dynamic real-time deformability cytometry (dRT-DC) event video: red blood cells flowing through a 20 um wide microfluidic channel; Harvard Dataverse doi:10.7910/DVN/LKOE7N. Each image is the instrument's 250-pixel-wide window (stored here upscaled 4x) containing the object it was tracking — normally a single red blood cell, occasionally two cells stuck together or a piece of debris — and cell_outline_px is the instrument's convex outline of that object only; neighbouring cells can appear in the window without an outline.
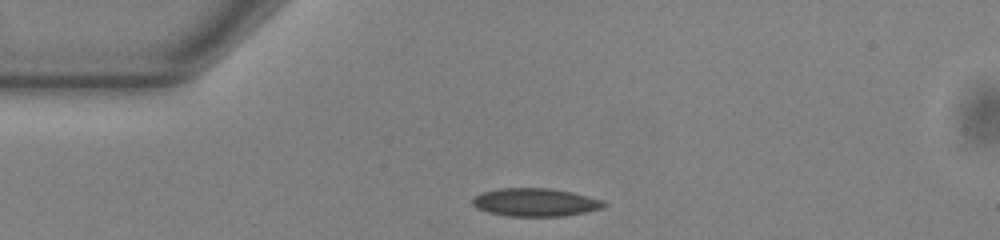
{"species": "common noctule bat (a hibernating species)", "species_latin": "Nyctalus noctula", "temperature_condition": "warm", "stored_images_in_passage": 41, "camera_frame_rate_fps": 3000, "um_per_image_px": 0.085, "animal": {"sex": "male", "body_mass_g": 13.0, "forearm_length_mm": 53.1}, "frame": {"image": 1, "passage_image": 1, "time_ms": 0.0, "image_size_px": [1000, 240], "cell_outline_px": [[608, 204], [600, 208], [584, 212], [564, 216], [508, 216], [488, 212], [476, 208], [472, 204], [472, 196], [480, 192], [496, 188], [548, 188], [572, 192], [604, 200]], "centroid_in_image_um": [45.45, 17.18], "position_along_channel_um": 39.6, "area_um2": 21.68}}
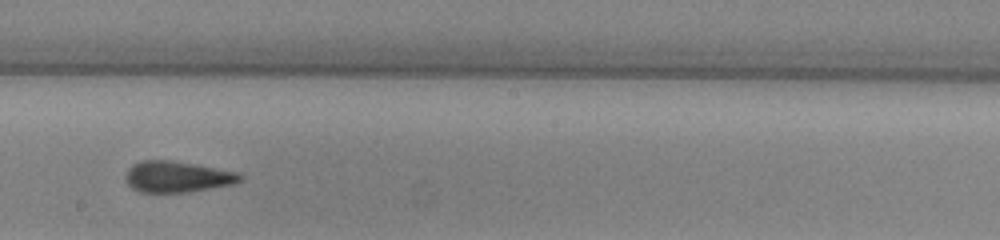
{"frame": {"image": 2, "passage_image": 18, "time_ms": 5.667, "image_size_px": [1000, 240], "cell_outline_px": [[244, 176], [240, 180], [232, 184], [188, 192], [140, 192], [132, 188], [128, 184], [124, 176], [128, 168], [132, 164], [144, 160], [168, 160], [240, 172]], "centroid_in_image_um": [15.04, 15.02], "position_along_channel_um": 233.2, "area_um2": 20.63}}
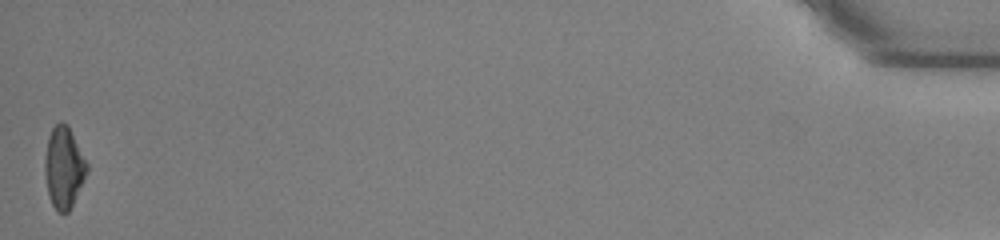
{"frame": {"image": 3, "passage_image": 41, "time_ms": 13.333, "image_size_px": [1000, 240], "cell_outline_px": [[88, 172], [68, 212], [56, 212], [48, 196], [44, 176], [44, 156], [48, 136], [52, 128], [60, 120], [68, 124], [88, 164]], "centroid_in_image_um": [5.4, 14.21], "position_along_channel_um": 429.8, "area_um2": 20.23}, "authors_computed_cell_mechanics": {"area_um2": 20.6346, "velocity_mm_per_s": 3.8923, "shape_relaxation_time_tau1_ms": 8.3851, "shape_relaxation_time_tau2_ms": 2.9266, "deformation_change_tau1": 0.1837, "deformation_change_tau2": 0.0919}}